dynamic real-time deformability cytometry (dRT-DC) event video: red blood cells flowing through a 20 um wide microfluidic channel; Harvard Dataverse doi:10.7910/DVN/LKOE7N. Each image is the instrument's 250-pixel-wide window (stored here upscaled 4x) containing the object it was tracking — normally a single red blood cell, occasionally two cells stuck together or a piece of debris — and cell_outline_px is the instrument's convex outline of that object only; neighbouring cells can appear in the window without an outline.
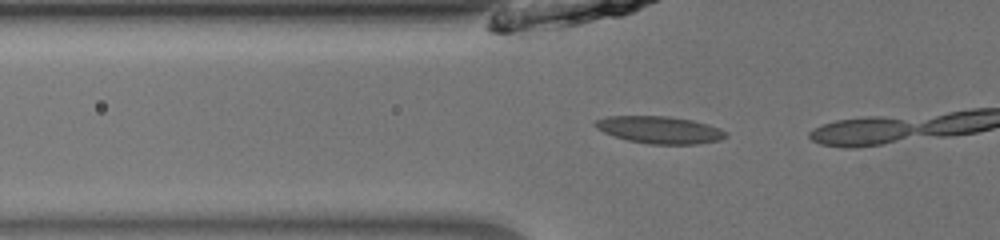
{"species": "common noctule bat (a hibernating species)", "species_latin": "Nyctalus noctula", "temperature_condition": "room temperature", "stored_images_in_passage": 9, "camera_frame_rate_fps": 3000, "um_per_image_px": 0.085, "animal": {"sex": "male", "body_mass_g": 13.0, "forearm_length_mm": 53.1}, "frame": {"image": 1, "passage_image": 8, "time_ms": 2.333, "image_size_px": [1000, 240], "cell_outline_px": [[728, 136], [720, 140], [696, 144], [648, 144], [628, 140], [604, 132], [596, 128], [592, 124], [596, 120], [608, 116], [668, 116], [692, 120], [708, 124], [720, 128], [728, 132]], "centroid_in_image_um": [56.1, 11.03], "position_along_channel_um": 69.7, "area_um2": 20.75}}